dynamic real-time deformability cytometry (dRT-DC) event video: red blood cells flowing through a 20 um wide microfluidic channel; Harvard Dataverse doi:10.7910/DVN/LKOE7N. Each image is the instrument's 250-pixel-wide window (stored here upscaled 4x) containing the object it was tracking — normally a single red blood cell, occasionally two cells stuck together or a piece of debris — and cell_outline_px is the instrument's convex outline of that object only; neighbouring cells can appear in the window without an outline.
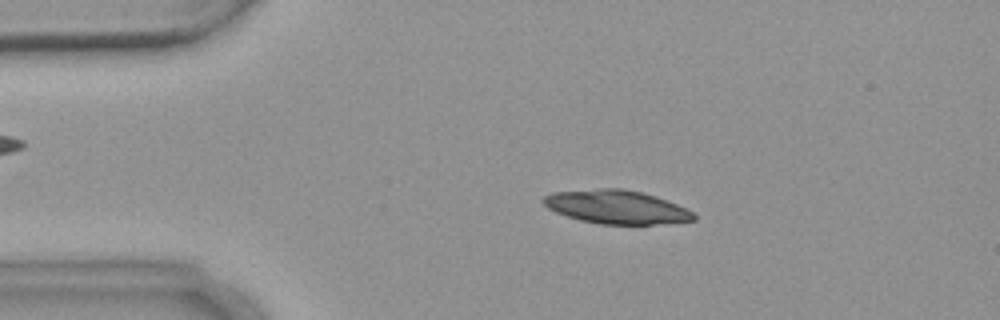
{"species": "common noctule bat (a hibernating species)", "species_latin": "Nyctalus noctula", "temperature_condition": "warm", "stored_images_in_passage": 3, "camera_frame_rate_fps": 3000, "um_per_image_px": 0.085, "animal": {"sex": "female", "body_mass_g": 18.4}, "frame": {"image": 1, "passage_image": 2, "time_ms": 1.333, "image_size_px": [1000, 320], "cell_outline_px": [[696, 220], [656, 224], [600, 224], [580, 220], [556, 212], [548, 208], [540, 200], [544, 196], [552, 192], [600, 188], [620, 188], [640, 192], [656, 196], [688, 208], [696, 216]], "centroid_in_image_um": [52.4, 17.59], "position_along_channel_um": 32.6, "area_um2": 29.42}}